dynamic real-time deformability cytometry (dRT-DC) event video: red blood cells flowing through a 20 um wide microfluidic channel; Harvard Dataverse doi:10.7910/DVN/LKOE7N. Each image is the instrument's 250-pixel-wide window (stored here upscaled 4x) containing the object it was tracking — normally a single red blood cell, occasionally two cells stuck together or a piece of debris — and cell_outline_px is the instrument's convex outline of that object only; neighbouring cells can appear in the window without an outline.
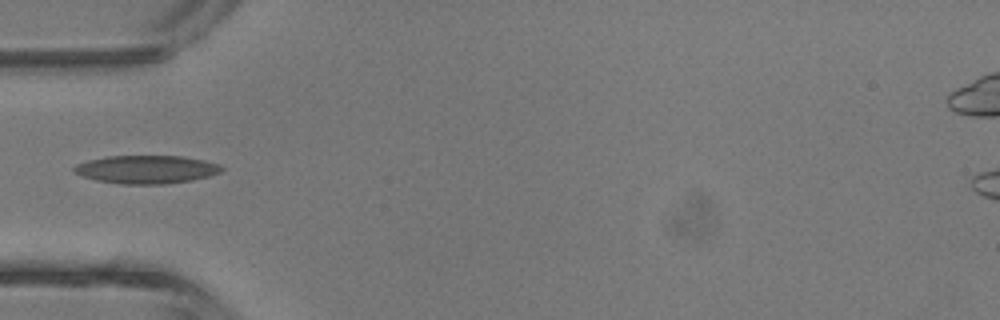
{"species": "common noctule bat (a hibernating species)", "species_latin": "Nyctalus noctula", "temperature_condition": "room temperature", "stored_images_in_passage": 3, "camera_frame_rate_fps": 3000, "um_per_image_px": 0.085, "animal": {"sex": "male", "body_mass_g": 13.3}, "frame": {"image": 1, "passage_image": 3, "time_ms": 2.333, "image_size_px": [1000, 320], "cell_outline_px": [[224, 168], [220, 172], [208, 176], [192, 180], [164, 184], [120, 184], [96, 180], [84, 176], [76, 172], [72, 168], [76, 164], [88, 160], [108, 156], [184, 156], [204, 160], [220, 164]], "centroid_in_image_um": [12.47, 14.4], "position_along_channel_um": 72.5, "area_um2": 24.16}}